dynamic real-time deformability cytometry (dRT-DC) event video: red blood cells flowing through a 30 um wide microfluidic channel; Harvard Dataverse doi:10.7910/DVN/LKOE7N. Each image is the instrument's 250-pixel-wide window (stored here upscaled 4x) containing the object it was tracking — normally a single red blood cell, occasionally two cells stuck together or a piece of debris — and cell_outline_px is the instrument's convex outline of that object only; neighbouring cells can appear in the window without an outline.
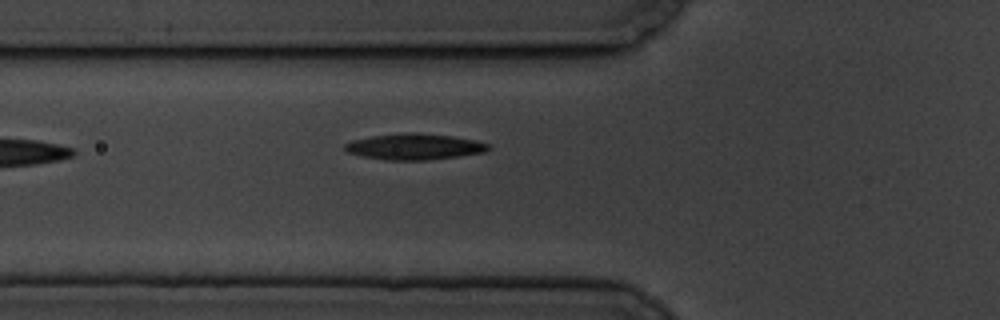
{"species": "common noctule bat (a hibernating species)", "species_latin": "Nyctalus noctula", "temperature_condition": "cold", "stored_images_in_passage": 2, "camera_frame_rate_fps": 3000, "um_per_image_px": 0.085, "animal": {"sex": "male", "body_mass_g": 19.5, "forearm_length_mm": 54.6}, "frame": {"image": 1, "passage_image": 2, "time_ms": 1.333, "image_size_px": [1000, 320], "cell_outline_px": [[492, 148], [484, 152], [456, 156], [424, 160], [384, 160], [360, 156], [348, 152], [344, 148], [344, 144], [352, 140], [372, 136], [416, 132], [452, 136], [476, 140], [488, 144]], "centroid_in_image_um": [35.21, 12.47], "position_along_channel_um": 90.6, "area_um2": 21.62}}